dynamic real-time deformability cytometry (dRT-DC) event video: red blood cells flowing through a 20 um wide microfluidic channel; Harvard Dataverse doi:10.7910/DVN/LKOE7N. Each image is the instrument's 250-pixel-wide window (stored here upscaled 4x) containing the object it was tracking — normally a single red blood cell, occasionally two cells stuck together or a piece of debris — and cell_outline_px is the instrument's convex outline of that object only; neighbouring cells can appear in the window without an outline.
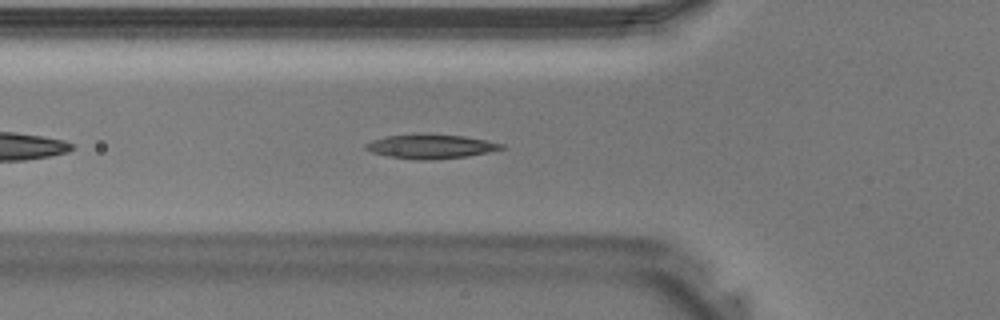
{"species": "Egyptian fruit bat (a non-hibernating species)", "species_latin": "Rousettus aegyptiacus", "temperature_condition": "warm", "stored_images_in_passage": 32, "camera_frame_rate_fps": 3000, "um_per_image_px": 0.085, "animal": {"sex": "male"}, "frame": {"image": 1, "passage_image": 5, "time_ms": 1.333, "image_size_px": [1000, 320], "cell_outline_px": [[504, 148], [488, 152], [464, 156], [420, 160], [388, 156], [372, 152], [364, 148], [364, 144], [372, 140], [384, 136], [412, 132], [464, 136], [504, 144]], "centroid_in_image_um": [36.52, 12.41], "position_along_channel_um": 89.3, "area_um2": 19.19}}
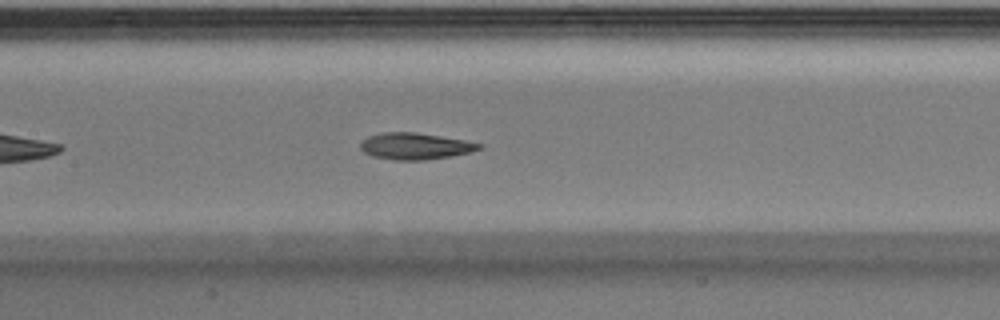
{"frame": {"image": 2, "passage_image": 10, "time_ms": 3.0, "image_size_px": [1000, 320], "cell_outline_px": [[484, 148], [452, 156], [424, 160], [392, 160], [372, 156], [364, 152], [360, 148], [360, 144], [368, 136], [380, 132], [416, 132], [464, 140], [484, 144]], "centroid_in_image_um": [35.29, 12.42], "position_along_channel_um": 172.1, "area_um2": 18.44}}
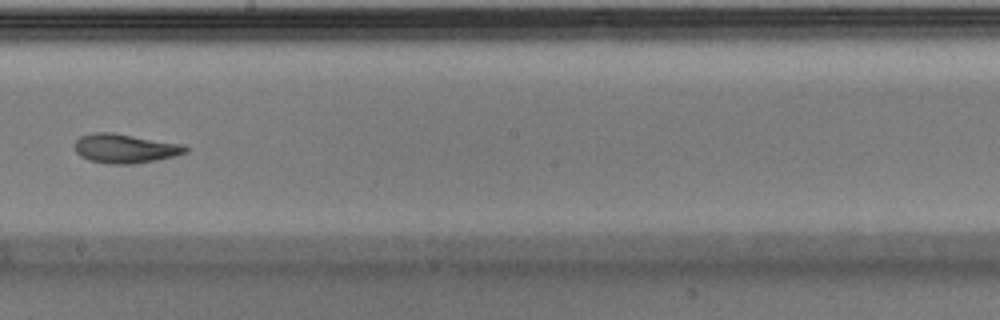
{"frame": {"image": 3, "passage_image": 14, "time_ms": 4.333, "image_size_px": [1000, 320], "cell_outline_px": [[188, 152], [176, 156], [156, 160], [132, 164], [108, 164], [92, 160], [80, 156], [76, 152], [72, 144], [80, 136], [92, 132], [112, 132], [184, 144], [188, 148]], "centroid_in_image_um": [10.63, 12.61], "position_along_channel_um": 237.6, "area_um2": 19.07}}